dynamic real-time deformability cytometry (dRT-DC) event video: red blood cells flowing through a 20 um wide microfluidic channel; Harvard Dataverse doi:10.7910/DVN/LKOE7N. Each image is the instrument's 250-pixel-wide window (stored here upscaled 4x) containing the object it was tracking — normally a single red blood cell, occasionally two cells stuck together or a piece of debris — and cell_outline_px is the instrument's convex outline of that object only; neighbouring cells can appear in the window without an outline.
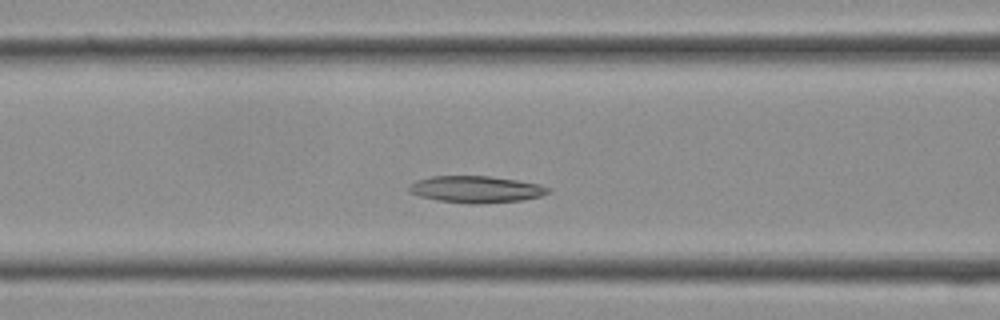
{"species": "Egyptian fruit bat (a non-hibernating species)", "species_latin": "Rousettus aegyptiacus", "temperature_condition": "cold", "stored_images_in_passage": 25, "camera_frame_rate_fps": 3000, "um_per_image_px": 0.085, "frame": {"image": 1, "passage_image": 6, "time_ms": 1.667, "image_size_px": [1000, 320], "cell_outline_px": [[552, 192], [540, 196], [524, 200], [476, 204], [468, 204], [436, 200], [420, 196], [408, 192], [408, 184], [416, 180], [432, 176], [488, 176], [516, 180], [540, 184], [552, 188]], "centroid_in_image_um": [40.47, 16.09], "position_along_channel_um": 126.1, "area_um2": 21.96}}
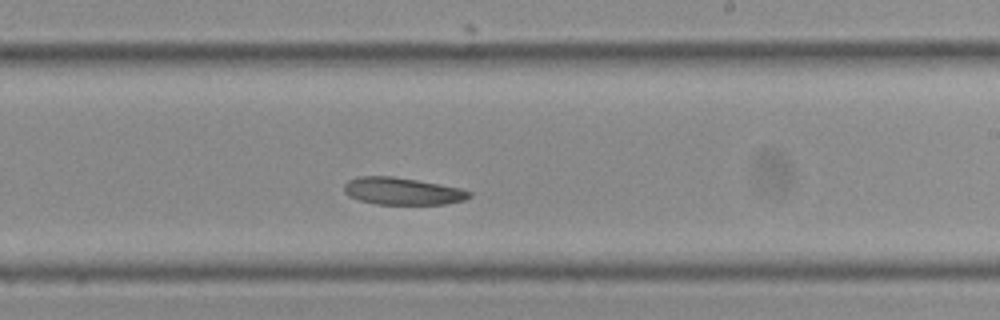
{"frame": {"image": 2, "passage_image": 12, "time_ms": 3.667, "image_size_px": [1000, 320], "cell_outline_px": [[472, 196], [464, 200], [444, 204], [376, 204], [360, 200], [348, 196], [344, 192], [344, 184], [348, 180], [360, 176], [392, 176], [440, 184], [460, 188], [472, 192]], "centroid_in_image_um": [34.2, 16.25], "position_along_channel_um": 254.8, "area_um2": 19.83}}
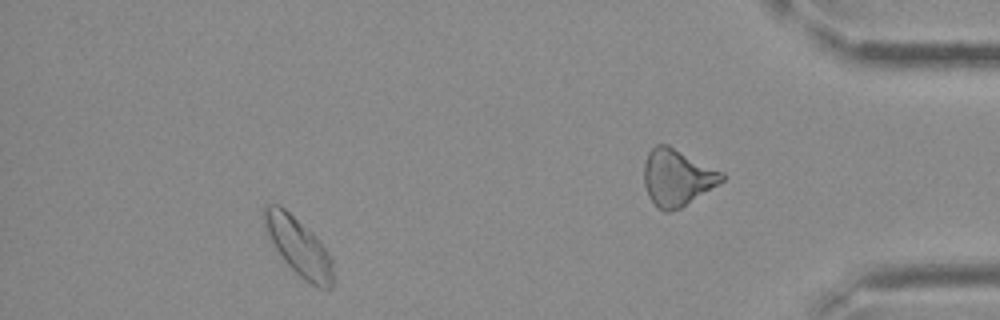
{"frame": {"image": 3, "passage_image": 22, "time_ms": 7.0, "image_size_px": [1000, 320], "cell_outline_px": [[336, 280], [332, 288], [316, 288], [304, 280], [284, 260], [264, 232], [260, 216], [264, 204], [280, 204], [312, 232], [324, 248], [332, 260]], "centroid_in_image_um": [25.34, 20.94], "position_along_channel_um": 409.9, "area_um2": 23.81}}